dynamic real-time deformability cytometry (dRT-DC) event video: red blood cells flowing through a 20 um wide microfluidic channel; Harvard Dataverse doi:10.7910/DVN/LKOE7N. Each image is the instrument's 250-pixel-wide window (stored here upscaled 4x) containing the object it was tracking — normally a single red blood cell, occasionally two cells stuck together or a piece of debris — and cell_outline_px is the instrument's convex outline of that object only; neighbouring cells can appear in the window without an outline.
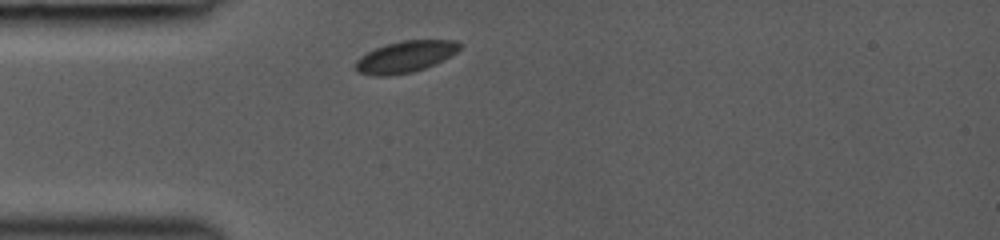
{"species": "common noctule bat (a hibernating species)", "species_latin": "Nyctalus noctula", "temperature_condition": "room temperature", "stored_images_in_passage": 17, "camera_frame_rate_fps": 3000, "um_per_image_px": 0.085, "animal": {"sex": "female", "body_mass_g": 19.0, "forearm_length_mm": 53.3}, "frame": {"image": 1, "passage_image": 1, "time_ms": 0.0, "image_size_px": [1000, 240], "cell_outline_px": [[464, 44], [456, 52], [424, 68], [412, 72], [388, 76], [372, 76], [356, 72], [356, 60], [360, 56], [376, 48], [388, 44], [404, 40], [456, 40]], "centroid_in_image_um": [34.43, 4.82], "position_along_channel_um": 50.6, "area_um2": 18.9}}
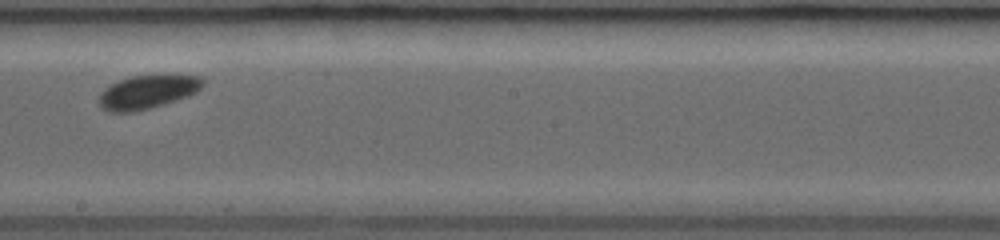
{"frame": {"image": 2, "passage_image": 11, "time_ms": 4.667, "image_size_px": [1000, 240], "cell_outline_px": [[204, 84], [196, 92], [188, 96], [164, 104], [132, 112], [108, 112], [96, 100], [100, 92], [108, 84], [132, 76], [168, 72], [200, 76], [204, 80]], "centroid_in_image_um": [12.56, 7.76], "position_along_channel_um": 235.6, "area_um2": 21.1}}
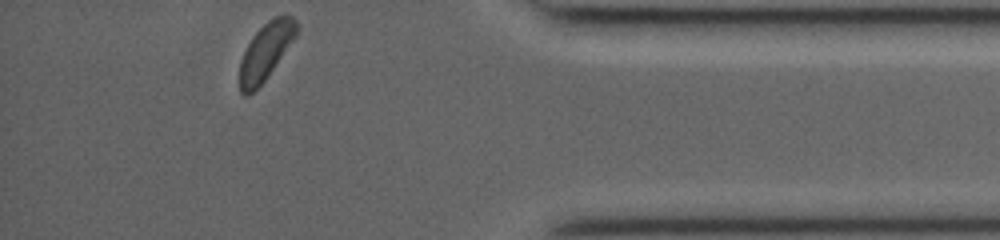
{"frame": {"image": 3, "passage_image": 17, "time_ms": 9.333, "image_size_px": [1000, 240], "cell_outline_px": [[300, 28], [296, 36], [264, 80], [248, 96], [244, 96], [240, 92], [240, 60], [248, 44], [256, 32], [268, 20], [284, 12], [292, 16], [296, 20]], "centroid_in_image_um": [22.62, 4.31], "position_along_channel_um": 412.6, "area_um2": 18.67}}